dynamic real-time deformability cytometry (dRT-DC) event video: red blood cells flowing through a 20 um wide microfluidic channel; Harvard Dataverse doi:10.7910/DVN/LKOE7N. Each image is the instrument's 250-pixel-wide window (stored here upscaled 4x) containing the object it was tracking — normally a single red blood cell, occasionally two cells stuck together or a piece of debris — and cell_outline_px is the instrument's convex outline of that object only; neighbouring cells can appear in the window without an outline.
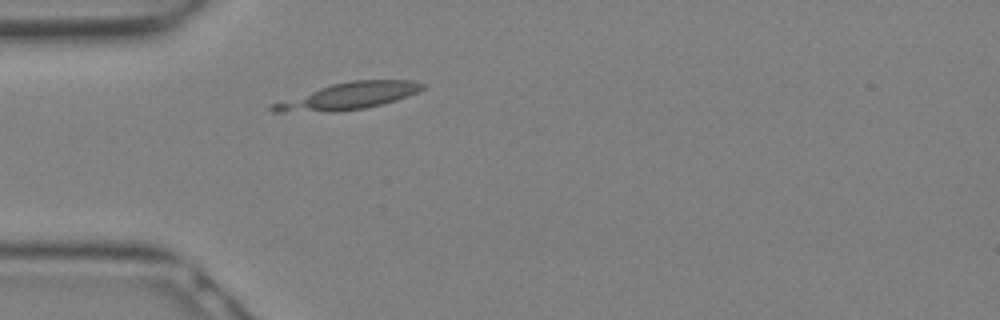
{"species": "Egyptian fruit bat (a non-hibernating species)", "species_latin": "Rousettus aegyptiacus", "temperature_condition": "warm", "stored_images_in_passage": 10, "camera_frame_rate_fps": 3000, "um_per_image_px": 0.085, "animal": {"sex": "female"}, "frame": {"image": 1, "passage_image": 1, "time_ms": 0.0, "image_size_px": [1000, 320], "cell_outline_px": [[428, 84], [420, 92], [396, 100], [364, 108], [336, 112], [272, 112], [268, 108], [272, 104], [332, 84], [348, 80], [412, 80]], "centroid_in_image_um": [29.69, 8.16], "position_along_channel_um": 55.3, "area_um2": 23.24}}
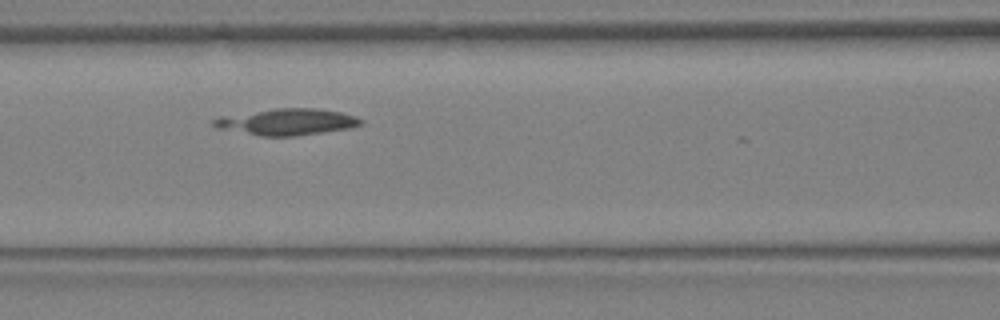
{"frame": {"image": 2, "passage_image": 5, "time_ms": 1.333, "image_size_px": [1000, 320], "cell_outline_px": [[364, 124], [352, 128], [296, 136], [260, 136], [216, 128], [212, 124], [212, 120], [220, 116], [276, 108], [316, 108], [340, 112], [356, 116], [364, 120]], "centroid_in_image_um": [24.41, 10.36], "position_along_channel_um": 142.2, "area_um2": 22.89}}
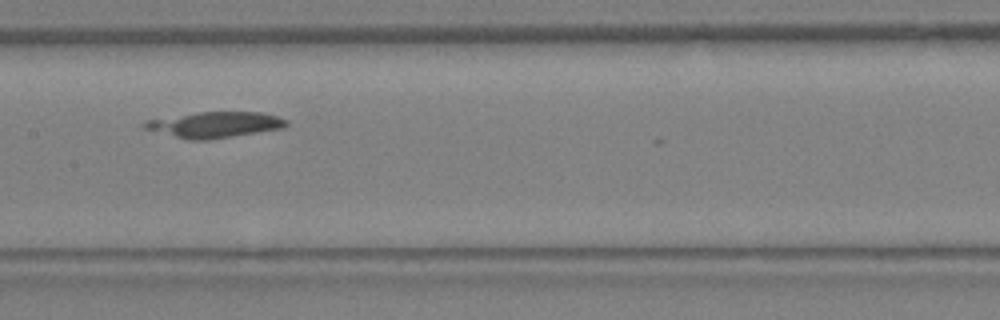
{"frame": {"image": 3, "passage_image": 7, "time_ms": 2.0, "image_size_px": [1000, 320], "cell_outline_px": [[288, 124], [284, 128], [208, 140], [188, 140], [144, 128], [140, 124], [144, 120], [196, 112], [264, 112], [288, 120]], "centroid_in_image_um": [18.24, 10.59], "position_along_channel_um": 189.2, "area_um2": 21.44}}